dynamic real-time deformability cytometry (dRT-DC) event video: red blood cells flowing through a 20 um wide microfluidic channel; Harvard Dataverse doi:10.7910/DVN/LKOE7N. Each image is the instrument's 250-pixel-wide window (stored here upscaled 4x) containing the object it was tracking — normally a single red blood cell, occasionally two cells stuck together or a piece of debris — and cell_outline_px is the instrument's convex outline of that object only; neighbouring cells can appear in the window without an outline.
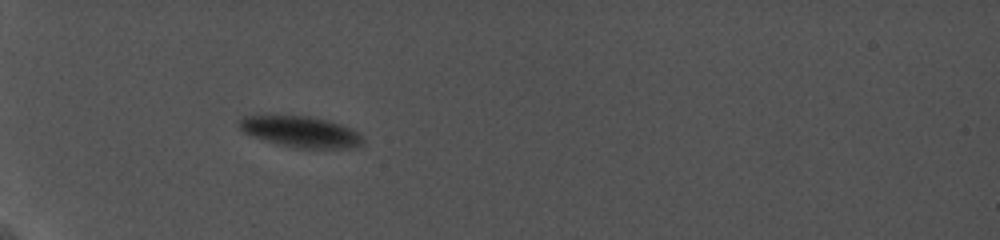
{"species": "common noctule bat (a hibernating species)", "species_latin": "Nyctalus noctula", "temperature_condition": "cold", "stored_images_in_passage": 18, "camera_frame_rate_fps": 5000, "um_per_image_px": 0.085, "animal": {"sex": "female", "body_mass_g": 19.0, "forearm_length_mm": 56.7}, "frame": {"image": 1, "passage_image": 3, "time_ms": 1.0, "image_size_px": [1000, 240], "cell_outline_px": [[364, 144], [352, 148], [296, 148], [276, 144], [252, 136], [244, 132], [236, 124], [244, 116], [308, 116], [340, 124], [356, 132], [364, 140]], "centroid_in_image_um": [25.53, 11.22], "position_along_channel_um": 59.5, "area_um2": 22.08}}
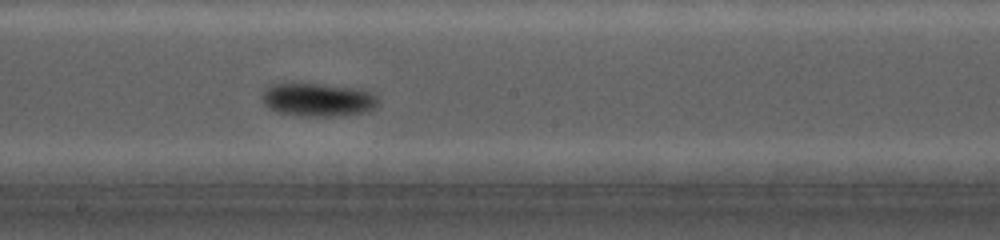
{"frame": {"image": 2, "passage_image": 13, "time_ms": 6.2, "image_size_px": [1000, 240], "cell_outline_px": [[376, 108], [368, 112], [340, 116], [300, 116], [276, 112], [264, 104], [264, 92], [272, 84], [320, 84], [360, 88], [372, 92], [376, 96]], "centroid_in_image_um": [27.09, 8.49], "position_along_channel_um": 221.1, "area_um2": 22.48}}
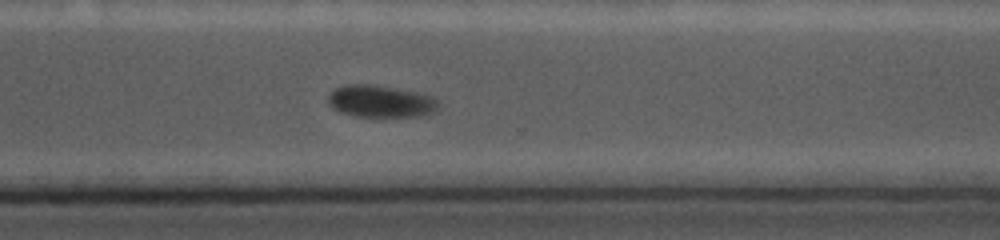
{"frame": {"image": 3, "passage_image": 18, "time_ms": 9.4, "image_size_px": [1000, 240], "cell_outline_px": [[440, 104], [432, 112], [416, 116], [356, 116], [340, 112], [328, 104], [328, 96], [336, 88], [348, 84], [368, 84], [416, 92], [432, 96], [440, 100]], "centroid_in_image_um": [32.35, 8.61], "position_along_channel_um": 338.2, "area_um2": 20.29}}